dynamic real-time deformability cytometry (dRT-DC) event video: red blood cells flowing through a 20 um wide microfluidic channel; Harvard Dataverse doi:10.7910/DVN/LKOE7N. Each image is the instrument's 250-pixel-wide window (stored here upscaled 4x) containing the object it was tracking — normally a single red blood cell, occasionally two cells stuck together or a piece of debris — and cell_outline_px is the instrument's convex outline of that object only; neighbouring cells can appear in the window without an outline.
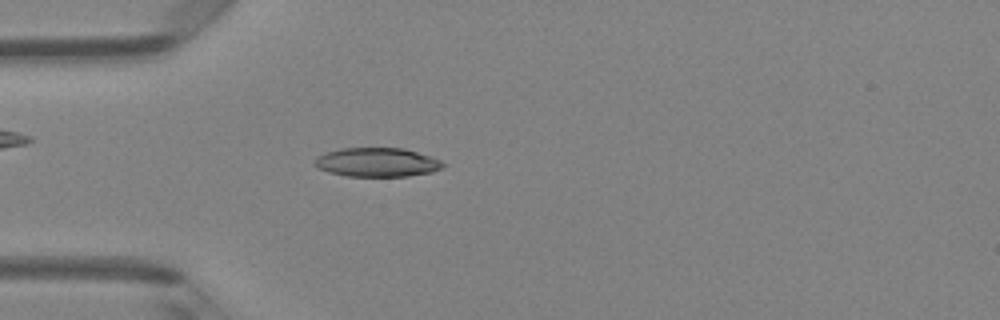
{"species": "Egyptian fruit bat (a non-hibernating species)", "species_latin": "Rousettus aegyptiacus", "temperature_condition": "room temperature", "stored_images_in_passage": 47, "camera_frame_rate_fps": 3000, "um_per_image_px": 0.085, "animal": {"sex": "female"}, "frame": {"image": 1, "passage_image": 13, "time_ms": 4.0, "image_size_px": [1000, 320], "cell_outline_px": [[444, 168], [432, 172], [408, 176], [344, 176], [328, 172], [320, 168], [312, 160], [316, 156], [340, 148], [404, 148], [440, 160], [444, 164]], "centroid_in_image_um": [32.04, 13.8], "position_along_channel_um": 53.0, "area_um2": 21.62}}
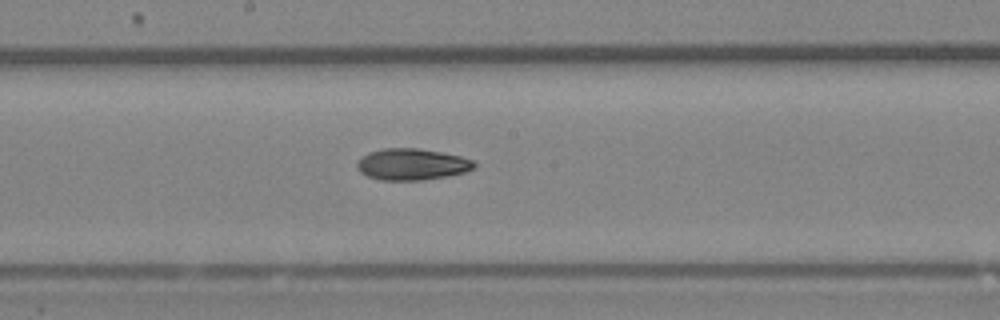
{"frame": {"image": 2, "passage_image": 25, "time_ms": 8.0, "image_size_px": [1000, 320], "cell_outline_px": [[476, 168], [464, 172], [448, 176], [420, 180], [380, 180], [368, 176], [360, 172], [356, 168], [356, 160], [360, 156], [368, 152], [384, 148], [416, 148], [440, 152], [460, 156], [472, 160], [476, 164]], "centroid_in_image_um": [34.97, 13.96], "position_along_channel_um": 213.2, "area_um2": 21.62}}
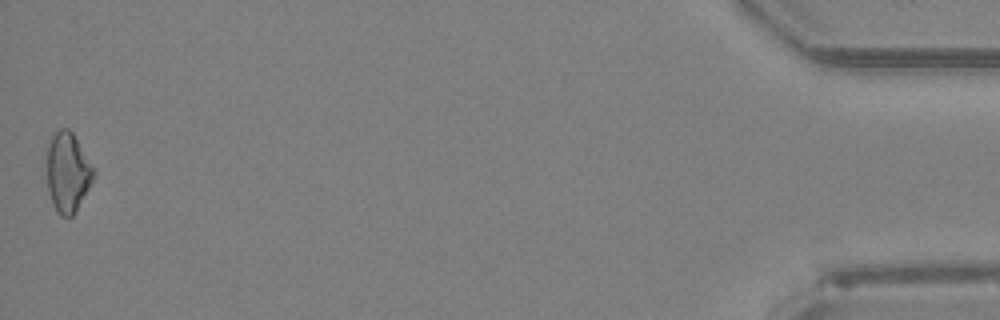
{"frame": {"image": 3, "passage_image": 47, "time_ms": 15.333, "image_size_px": [1000, 320], "cell_outline_px": [[96, 176], [76, 212], [72, 216], [60, 216], [56, 212], [52, 204], [48, 188], [48, 144], [52, 136], [60, 128], [68, 128], [72, 132], [96, 168]], "centroid_in_image_um": [5.8, 14.66], "position_along_channel_um": 429.4, "area_um2": 21.96}}